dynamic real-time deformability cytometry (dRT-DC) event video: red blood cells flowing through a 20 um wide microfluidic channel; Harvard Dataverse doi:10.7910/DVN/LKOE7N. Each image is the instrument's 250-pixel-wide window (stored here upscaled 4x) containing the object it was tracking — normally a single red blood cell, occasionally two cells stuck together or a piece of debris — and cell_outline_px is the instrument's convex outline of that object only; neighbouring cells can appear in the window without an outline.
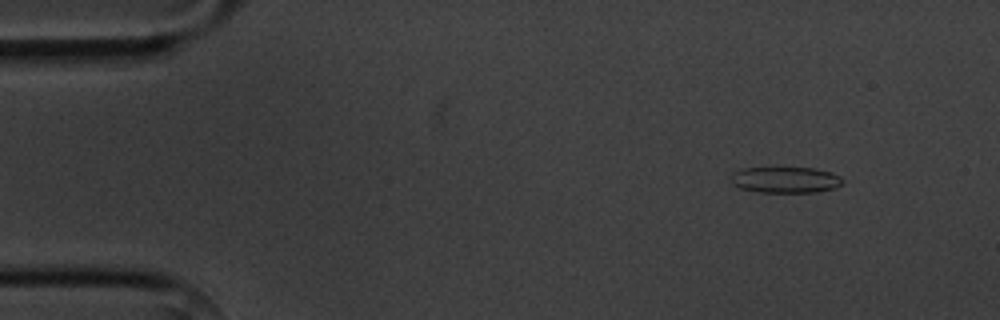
{"species": "common noctule bat (a hibernating species)", "species_latin": "Nyctalus noctula", "temperature_condition": "cold", "stored_images_in_passage": 5, "camera_frame_rate_fps": 3000, "um_per_image_px": 0.085, "animal": {"sex": "male", "body_mass_g": 20.1, "forearm_length_mm": 53.5}, "frame": {"image": 1, "passage_image": 2, "time_ms": 1.0, "image_size_px": [1000, 320], "cell_outline_px": [[844, 180], [836, 188], [816, 192], [756, 192], [740, 188], [732, 184], [732, 172], [744, 168], [776, 164], [816, 168], [832, 172], [840, 176]], "centroid_in_image_um": [66.74, 15.22], "position_along_channel_um": 18.3, "area_um2": 18.09}}